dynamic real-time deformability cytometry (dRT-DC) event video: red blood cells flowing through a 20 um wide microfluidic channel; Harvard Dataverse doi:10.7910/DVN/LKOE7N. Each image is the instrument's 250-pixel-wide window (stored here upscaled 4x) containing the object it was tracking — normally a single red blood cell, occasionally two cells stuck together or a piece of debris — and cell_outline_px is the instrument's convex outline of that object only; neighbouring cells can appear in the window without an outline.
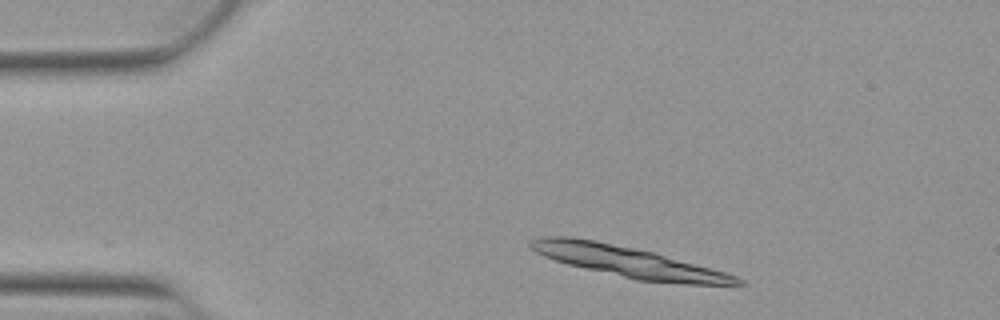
{"species": "Egyptian fruit bat (a non-hibernating species)", "species_latin": "Rousettus aegyptiacus", "temperature_condition": "warm", "stored_images_in_passage": 8, "camera_frame_rate_fps": 3000, "um_per_image_px": 0.085, "animal": {"sex": "female"}, "frame": {"image": 1, "passage_image": 1, "time_ms": 0.0, "image_size_px": [1000, 320], "cell_outline_px": [[744, 284], [684, 284], [636, 280], [584, 268], [568, 264], [544, 256], [536, 252], [528, 244], [528, 240], [540, 236], [572, 236], [596, 240], [656, 252], [724, 272], [736, 276], [744, 280]], "centroid_in_image_um": [53.36, 22.22], "position_along_channel_um": 31.6, "area_um2": 37.05}}